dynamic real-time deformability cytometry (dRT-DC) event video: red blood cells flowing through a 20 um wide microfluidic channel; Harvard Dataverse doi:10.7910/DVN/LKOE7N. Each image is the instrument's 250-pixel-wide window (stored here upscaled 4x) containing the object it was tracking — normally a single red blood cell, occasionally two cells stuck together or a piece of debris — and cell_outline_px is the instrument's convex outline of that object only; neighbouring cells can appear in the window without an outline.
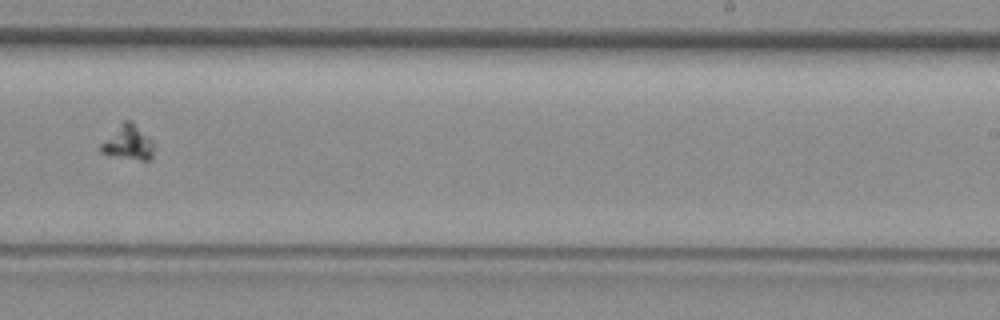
{"species": "common noctule bat (a hibernating species)", "species_latin": "Nyctalus noctula", "temperature_condition": "room temperature", "stored_images_in_passage": 42, "camera_frame_rate_fps": 3000, "um_per_image_px": 0.085, "animal": {"sex": "female", "body_mass_g": 29.2, "forearm_length_mm": 56.3}, "frame": {"image": 1, "passage_image": 27, "time_ms": 8.667, "image_size_px": [1000, 320], "cell_outline_px": [[152, 156], [148, 160], [140, 160], [100, 152], [100, 144], [124, 120], [128, 120], [152, 140]], "centroid_in_image_um": [10.88, 12.13], "position_along_channel_um": 278.1, "area_um2": 10.0}}
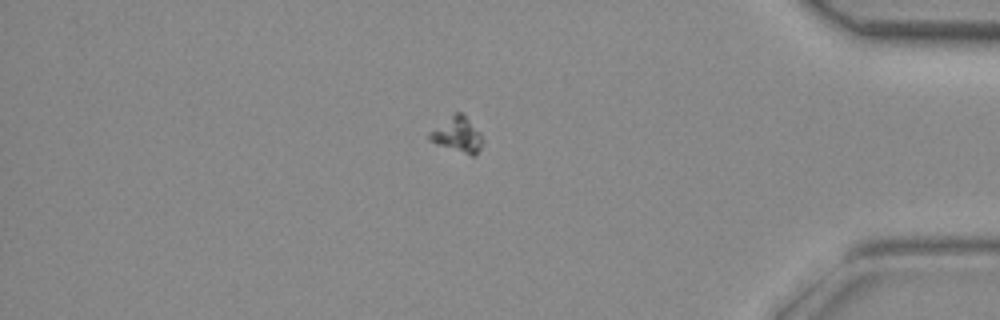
{"frame": {"image": 2, "passage_image": 36, "time_ms": 11.667, "image_size_px": [1000, 320], "cell_outline_px": [[484, 140], [476, 156], [472, 156], [436, 144], [428, 140], [428, 132], [456, 112], [464, 112], [480, 132]], "centroid_in_image_um": [38.9, 11.45], "position_along_channel_um": 396.3, "area_um2": 11.1}}